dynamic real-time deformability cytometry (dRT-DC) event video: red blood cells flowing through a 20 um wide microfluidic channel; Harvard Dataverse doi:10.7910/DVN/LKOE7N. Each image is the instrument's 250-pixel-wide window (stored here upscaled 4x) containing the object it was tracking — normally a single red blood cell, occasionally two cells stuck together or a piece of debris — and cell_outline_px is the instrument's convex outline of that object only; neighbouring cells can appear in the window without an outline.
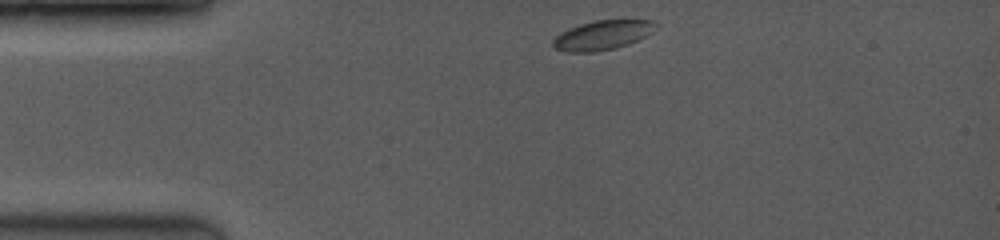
{"species": "common noctule bat (a hibernating species)", "species_latin": "Nyctalus noctula", "temperature_condition": "room temperature", "stored_images_in_passage": 41, "camera_frame_rate_fps": 3500, "um_per_image_px": 0.085, "animal": {"sex": "female", "body_mass_g": 19.0, "forearm_length_mm": 53.3}, "frame": {"image": 1, "passage_image": 1, "time_ms": 0.0, "image_size_px": [1000, 240], "cell_outline_px": [[652, 32], [628, 44], [616, 48], [596, 52], [568, 52], [556, 48], [552, 44], [552, 40], [556, 36], [580, 24], [596, 20], [652, 20]], "centroid_in_image_um": [51.16, 3.0], "position_along_channel_um": 33.8, "area_um2": 17.05}}
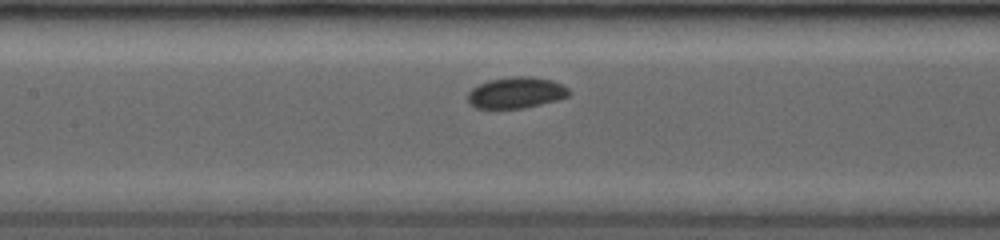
{"frame": {"image": 2, "passage_image": 14, "time_ms": 4.286, "image_size_px": [1000, 240], "cell_outline_px": [[572, 92], [568, 96], [556, 100], [524, 108], [476, 108], [468, 104], [468, 92], [472, 88], [488, 80], [512, 76], [532, 76], [552, 80], [568, 88]], "centroid_in_image_um": [43.86, 7.87], "position_along_channel_um": 163.5, "area_um2": 18.44}}
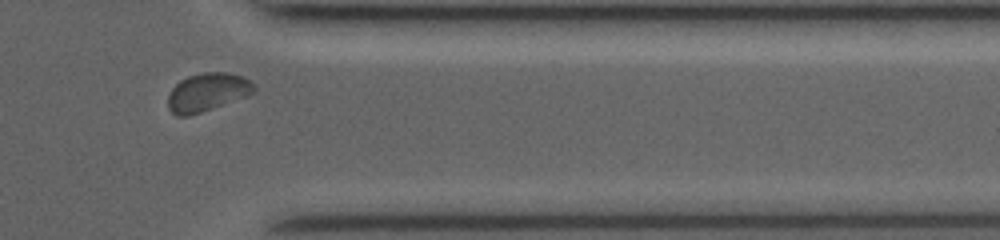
{"frame": {"image": 3, "passage_image": 37, "time_ms": 10.0, "image_size_px": [1000, 240], "cell_outline_px": [[256, 92], [248, 96], [188, 116], [176, 116], [168, 108], [168, 96], [172, 88], [180, 80], [188, 76], [204, 72], [228, 72], [244, 76], [256, 84]], "centroid_in_image_um": [17.67, 7.82], "position_along_channel_um": 393.7, "area_um2": 19.36}, "authors_computed_cell_mechanics": {"area_um2": 18.2648, "velocity_mm_per_s": 4.0219, "shape_relaxation_time_tau1_ms": null, "shape_relaxation_time_tau2_ms": 1.6403, "deformation_change_tau1": null, "deformation_change_tau2": 0.0255}}